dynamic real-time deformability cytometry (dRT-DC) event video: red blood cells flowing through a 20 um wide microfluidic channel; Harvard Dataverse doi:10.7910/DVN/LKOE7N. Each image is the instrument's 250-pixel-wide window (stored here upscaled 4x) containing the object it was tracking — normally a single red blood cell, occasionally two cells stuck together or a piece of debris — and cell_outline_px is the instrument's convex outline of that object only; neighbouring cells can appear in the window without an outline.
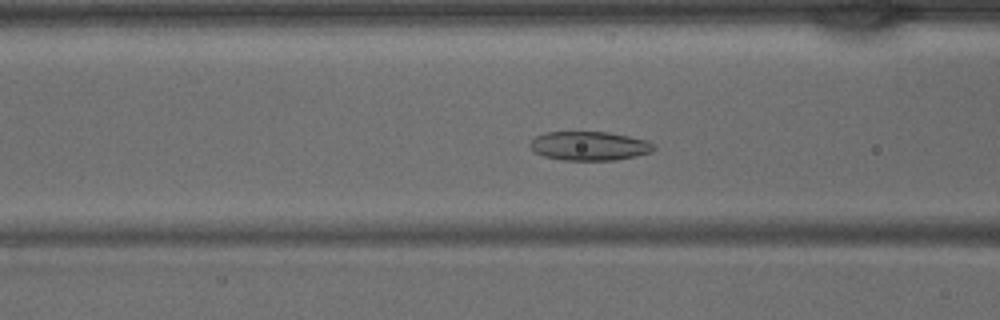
{"species": "common noctule bat (a hibernating species)", "species_latin": "Nyctalus noctula", "temperature_condition": "warm", "stored_images_in_passage": 29, "camera_frame_rate_fps": 3000, "um_per_image_px": 0.085, "animal": {"sex": "male", "body_mass_g": 15.6}, "frame": {"image": 1, "passage_image": 6, "time_ms": 1.667, "image_size_px": [1000, 320], "cell_outline_px": [[656, 148], [652, 152], [636, 156], [616, 160], [560, 160], [544, 156], [536, 152], [528, 144], [536, 136], [544, 132], [608, 132], [648, 140], [656, 144]], "centroid_in_image_um": [50.14, 12.4], "position_along_channel_um": 116.5, "area_um2": 21.04}}
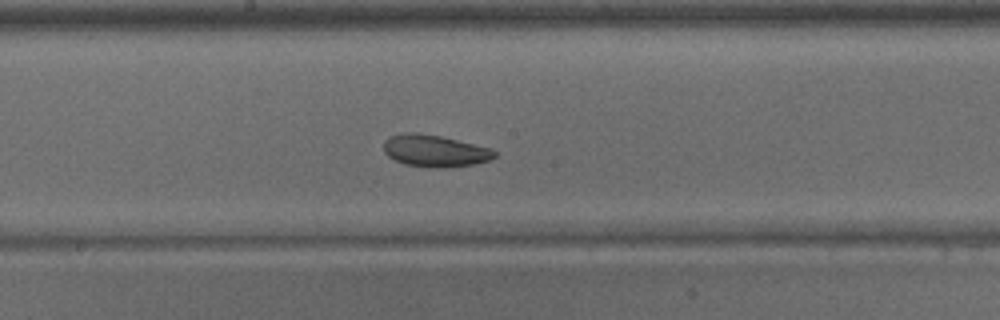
{"frame": {"image": 2, "passage_image": 12, "time_ms": 3.667, "image_size_px": [1000, 320], "cell_outline_px": [[496, 156], [488, 160], [476, 164], [448, 168], [428, 168], [404, 164], [388, 156], [384, 152], [384, 140], [388, 136], [400, 132], [416, 132], [440, 136], [492, 148], [496, 152]], "centroid_in_image_um": [36.94, 12.82], "position_along_channel_um": 211.3, "area_um2": 20.98}}
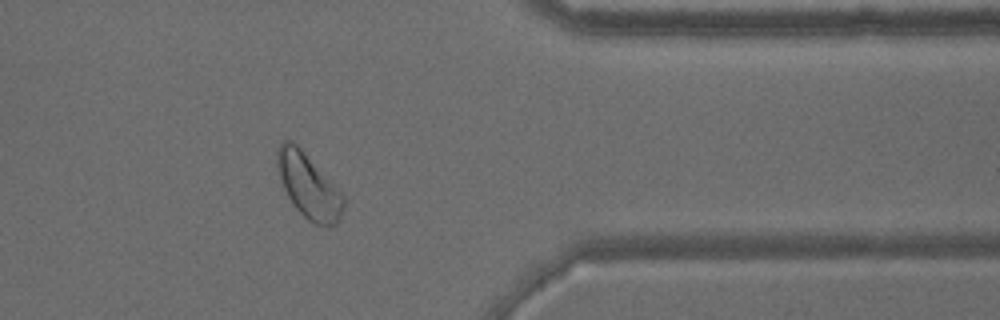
{"frame": {"image": 3, "passage_image": 24, "time_ms": 7.667, "image_size_px": [1000, 320], "cell_outline_px": [[344, 208], [340, 220], [336, 224], [316, 224], [308, 220], [292, 204], [284, 188], [276, 164], [276, 148], [280, 140], [292, 140], [300, 148], [344, 196]], "centroid_in_image_um": [26.19, 15.78], "position_along_channel_um": 385.2, "area_um2": 24.51}}